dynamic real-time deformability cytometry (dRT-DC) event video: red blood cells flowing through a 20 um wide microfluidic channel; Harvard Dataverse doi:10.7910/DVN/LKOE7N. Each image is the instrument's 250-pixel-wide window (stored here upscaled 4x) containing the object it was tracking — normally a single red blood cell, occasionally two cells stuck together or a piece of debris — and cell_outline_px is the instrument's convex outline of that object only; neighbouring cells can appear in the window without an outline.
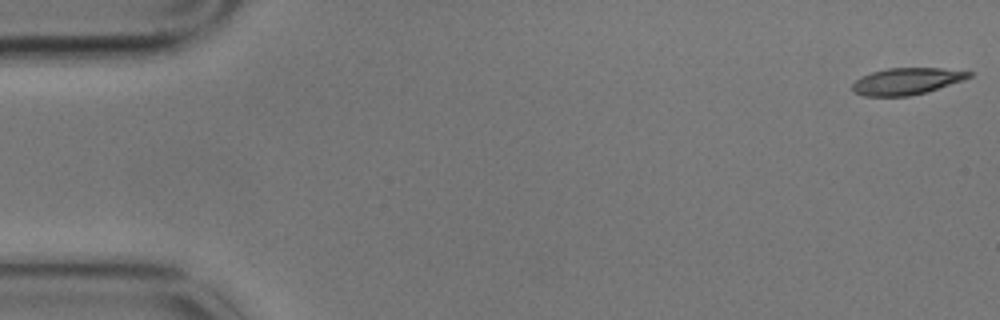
{"species": "common noctule bat (a hibernating species)", "species_latin": "Nyctalus noctula", "temperature_condition": "cold", "stored_images_in_passage": 5, "camera_frame_rate_fps": 3000, "um_per_image_px": 0.085, "animal": {"sex": "male", "body_mass_g": 17.9}, "frame": {"image": 1, "passage_image": 1, "time_ms": 0.0, "image_size_px": [1000, 320], "cell_outline_px": [[972, 76], [964, 80], [924, 92], [908, 96], [864, 96], [856, 92], [852, 88], [852, 84], [856, 80], [872, 72], [888, 68], [940, 68], [972, 72]], "centroid_in_image_um": [77.07, 6.9], "position_along_channel_um": 7.9, "area_um2": 17.8}}
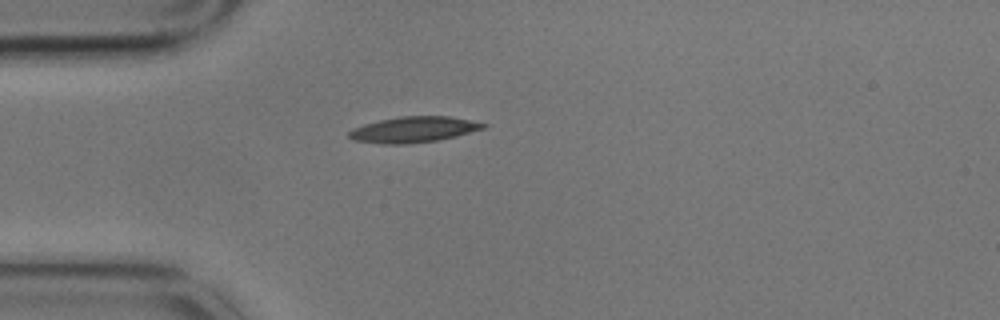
{"frame": {"image": 2, "passage_image": 5, "time_ms": 1.333, "image_size_px": [1000, 320], "cell_outline_px": [[488, 128], [456, 136], [436, 140], [408, 144], [380, 144], [352, 140], [348, 136], [348, 132], [352, 128], [364, 124], [380, 120], [400, 116], [448, 116], [488, 124]], "centroid_in_image_um": [35.14, 11.02], "position_along_channel_um": 49.9, "area_um2": 20.29}}